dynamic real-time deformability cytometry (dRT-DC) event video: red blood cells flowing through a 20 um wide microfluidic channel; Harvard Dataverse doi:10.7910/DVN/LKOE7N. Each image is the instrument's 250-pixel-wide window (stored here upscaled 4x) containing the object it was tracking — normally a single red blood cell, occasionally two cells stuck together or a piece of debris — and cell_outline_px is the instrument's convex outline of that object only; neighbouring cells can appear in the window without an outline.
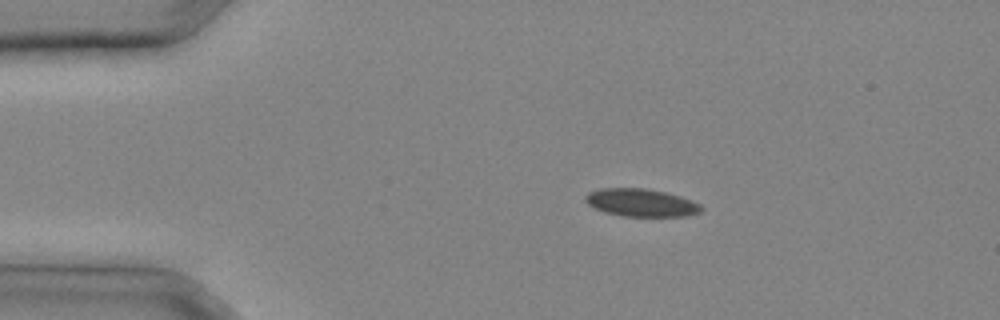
{"species": "common noctule bat (a hibernating species)", "species_latin": "Nyctalus noctula", "temperature_condition": "cold", "stored_images_in_passage": 26, "camera_frame_rate_fps": 3000, "um_per_image_px": 0.085, "animal": {"sex": "male", "body_mass_g": 20.4}, "frame": {"image": 1, "passage_image": 1, "time_ms": 0.0, "image_size_px": [1000, 320], "cell_outline_px": [[704, 208], [700, 212], [688, 216], [620, 216], [604, 212], [588, 204], [584, 200], [584, 196], [588, 192], [600, 188], [644, 188], [664, 192], [680, 196], [692, 200], [700, 204]], "centroid_in_image_um": [54.49, 17.23], "position_along_channel_um": 30.5, "area_um2": 18.84}}
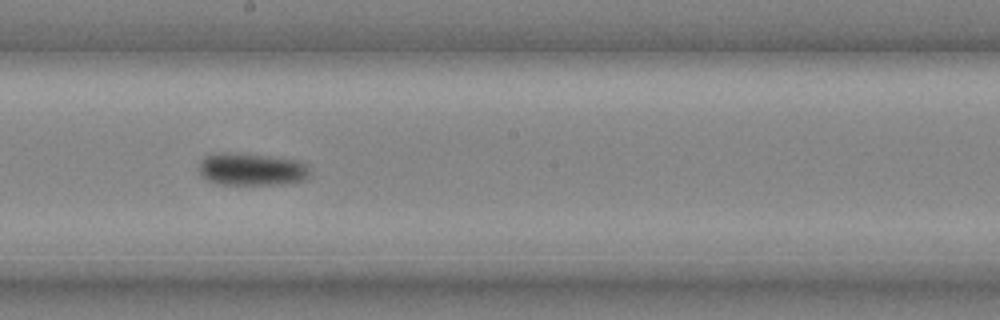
{"frame": {"image": 2, "passage_image": 13, "time_ms": 4.0, "image_size_px": [1000, 320], "cell_outline_px": [[312, 168], [308, 180], [284, 184], [220, 184], [208, 180], [200, 172], [200, 160], [204, 156], [216, 152], [224, 152], [268, 156], [300, 160], [308, 164]], "centroid_in_image_um": [21.48, 14.38], "position_along_channel_um": 226.7, "area_um2": 21.27}}
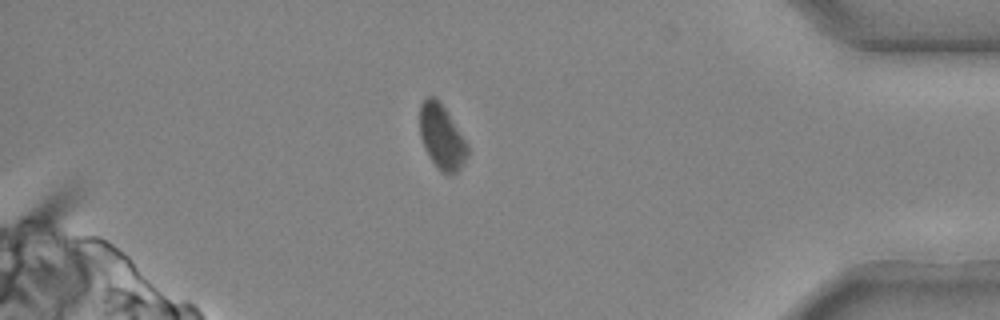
{"frame": {"image": 3, "passage_image": 23, "time_ms": 7.333, "image_size_px": [1000, 320], "cell_outline_px": [[468, 156], [464, 164], [456, 172], [440, 172], [432, 160], [420, 136], [420, 104], [428, 96], [436, 96], [448, 112], [468, 144]], "centroid_in_image_um": [37.57, 11.6], "position_along_channel_um": 397.6, "area_um2": 17.8}}